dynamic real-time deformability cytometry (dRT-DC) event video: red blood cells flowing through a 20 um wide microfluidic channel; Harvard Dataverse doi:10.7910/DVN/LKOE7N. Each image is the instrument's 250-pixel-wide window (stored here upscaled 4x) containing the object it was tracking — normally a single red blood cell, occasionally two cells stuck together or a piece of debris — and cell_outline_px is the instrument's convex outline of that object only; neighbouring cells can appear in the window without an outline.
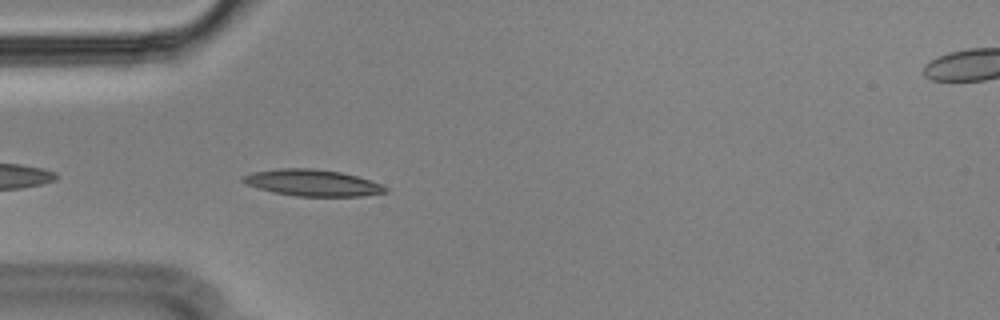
{"species": "Egyptian fruit bat (a non-hibernating species)", "species_latin": "Rousettus aegyptiacus", "temperature_condition": "cold", "stored_images_in_passage": 13, "camera_frame_rate_fps": 3000, "um_per_image_px": 0.085, "animal": {"sex": "male"}, "frame": {"image": 1, "passage_image": 3, "time_ms": 0.667, "image_size_px": [1000, 320], "cell_outline_px": [[388, 192], [360, 196], [296, 196], [272, 192], [248, 184], [240, 180], [244, 176], [252, 172], [276, 168], [312, 168], [340, 172], [356, 176], [380, 184], [388, 188]], "centroid_in_image_um": [26.55, 15.53], "position_along_channel_um": 58.5, "area_um2": 21.79}}
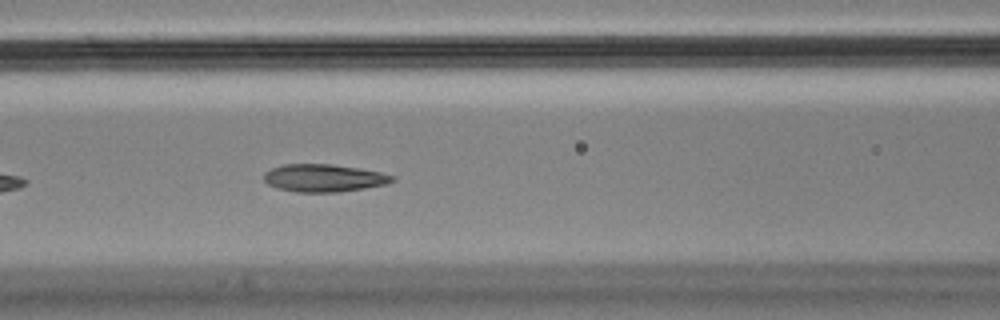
{"frame": {"image": 2, "passage_image": 10, "time_ms": 3.0, "image_size_px": [1000, 320], "cell_outline_px": [[396, 180], [388, 184], [364, 188], [336, 192], [296, 192], [276, 188], [268, 184], [264, 180], [264, 172], [272, 168], [284, 164], [332, 164], [380, 172], [396, 176]], "centroid_in_image_um": [27.53, 15.13], "position_along_channel_um": 139.1, "area_um2": 20.69}}